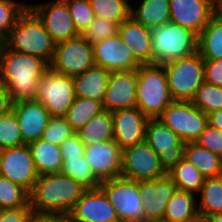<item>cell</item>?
Here are the masks:
<instances>
[{
  "label": "cell",
  "mask_w": 222,
  "mask_h": 222,
  "mask_svg": "<svg viewBox=\"0 0 222 222\" xmlns=\"http://www.w3.org/2000/svg\"><path fill=\"white\" fill-rule=\"evenodd\" d=\"M48 68L49 65L41 58L4 46L0 62V82L7 87L13 103L35 100L40 78Z\"/></svg>",
  "instance_id": "6da1fadb"
},
{
  "label": "cell",
  "mask_w": 222,
  "mask_h": 222,
  "mask_svg": "<svg viewBox=\"0 0 222 222\" xmlns=\"http://www.w3.org/2000/svg\"><path fill=\"white\" fill-rule=\"evenodd\" d=\"M87 189L61 173L39 175L29 193L34 213L66 215Z\"/></svg>",
  "instance_id": "7a4b0ae2"
},
{
  "label": "cell",
  "mask_w": 222,
  "mask_h": 222,
  "mask_svg": "<svg viewBox=\"0 0 222 222\" xmlns=\"http://www.w3.org/2000/svg\"><path fill=\"white\" fill-rule=\"evenodd\" d=\"M55 45L42 21L28 7L19 17L9 35L5 38V46L13 51L33 55L51 64Z\"/></svg>",
  "instance_id": "3957f363"
},
{
  "label": "cell",
  "mask_w": 222,
  "mask_h": 222,
  "mask_svg": "<svg viewBox=\"0 0 222 222\" xmlns=\"http://www.w3.org/2000/svg\"><path fill=\"white\" fill-rule=\"evenodd\" d=\"M137 78L136 108L148 118H157L173 102L166 71L161 64H141Z\"/></svg>",
  "instance_id": "277c9868"
},
{
  "label": "cell",
  "mask_w": 222,
  "mask_h": 222,
  "mask_svg": "<svg viewBox=\"0 0 222 222\" xmlns=\"http://www.w3.org/2000/svg\"><path fill=\"white\" fill-rule=\"evenodd\" d=\"M153 64H166L198 51V35L192 30L169 22L151 29Z\"/></svg>",
  "instance_id": "5b68a950"
},
{
  "label": "cell",
  "mask_w": 222,
  "mask_h": 222,
  "mask_svg": "<svg viewBox=\"0 0 222 222\" xmlns=\"http://www.w3.org/2000/svg\"><path fill=\"white\" fill-rule=\"evenodd\" d=\"M173 101L191 102L204 82V59L199 52L163 64Z\"/></svg>",
  "instance_id": "8992f818"
},
{
  "label": "cell",
  "mask_w": 222,
  "mask_h": 222,
  "mask_svg": "<svg viewBox=\"0 0 222 222\" xmlns=\"http://www.w3.org/2000/svg\"><path fill=\"white\" fill-rule=\"evenodd\" d=\"M99 187L115 208L120 222H145L138 182L120 176L101 181Z\"/></svg>",
  "instance_id": "52a82bcc"
},
{
  "label": "cell",
  "mask_w": 222,
  "mask_h": 222,
  "mask_svg": "<svg viewBox=\"0 0 222 222\" xmlns=\"http://www.w3.org/2000/svg\"><path fill=\"white\" fill-rule=\"evenodd\" d=\"M180 139L195 142L208 125V116L189 101H173L157 117Z\"/></svg>",
  "instance_id": "ba28073f"
},
{
  "label": "cell",
  "mask_w": 222,
  "mask_h": 222,
  "mask_svg": "<svg viewBox=\"0 0 222 222\" xmlns=\"http://www.w3.org/2000/svg\"><path fill=\"white\" fill-rule=\"evenodd\" d=\"M75 98L73 77L48 68L40 78L35 100L43 104L50 116L64 117Z\"/></svg>",
  "instance_id": "9c48e42d"
},
{
  "label": "cell",
  "mask_w": 222,
  "mask_h": 222,
  "mask_svg": "<svg viewBox=\"0 0 222 222\" xmlns=\"http://www.w3.org/2000/svg\"><path fill=\"white\" fill-rule=\"evenodd\" d=\"M93 47L82 35L56 43L49 68L57 73L75 77L93 67Z\"/></svg>",
  "instance_id": "30bf717a"
},
{
  "label": "cell",
  "mask_w": 222,
  "mask_h": 222,
  "mask_svg": "<svg viewBox=\"0 0 222 222\" xmlns=\"http://www.w3.org/2000/svg\"><path fill=\"white\" fill-rule=\"evenodd\" d=\"M166 174L159 155L145 140L122 150L121 177L138 182L156 180Z\"/></svg>",
  "instance_id": "8fae6325"
},
{
  "label": "cell",
  "mask_w": 222,
  "mask_h": 222,
  "mask_svg": "<svg viewBox=\"0 0 222 222\" xmlns=\"http://www.w3.org/2000/svg\"><path fill=\"white\" fill-rule=\"evenodd\" d=\"M145 141L159 155L161 167L166 173L184 158L186 143L157 118H149Z\"/></svg>",
  "instance_id": "7c38bea8"
},
{
  "label": "cell",
  "mask_w": 222,
  "mask_h": 222,
  "mask_svg": "<svg viewBox=\"0 0 222 222\" xmlns=\"http://www.w3.org/2000/svg\"><path fill=\"white\" fill-rule=\"evenodd\" d=\"M0 175L32 191L39 174L28 144L0 150Z\"/></svg>",
  "instance_id": "4fadbf2b"
},
{
  "label": "cell",
  "mask_w": 222,
  "mask_h": 222,
  "mask_svg": "<svg viewBox=\"0 0 222 222\" xmlns=\"http://www.w3.org/2000/svg\"><path fill=\"white\" fill-rule=\"evenodd\" d=\"M38 16L55 43L80 35L74 25L69 9L63 0L29 5Z\"/></svg>",
  "instance_id": "5bb4252c"
},
{
  "label": "cell",
  "mask_w": 222,
  "mask_h": 222,
  "mask_svg": "<svg viewBox=\"0 0 222 222\" xmlns=\"http://www.w3.org/2000/svg\"><path fill=\"white\" fill-rule=\"evenodd\" d=\"M92 47L94 64L111 72L131 71L141 65L119 34L97 42Z\"/></svg>",
  "instance_id": "9a60e30c"
},
{
  "label": "cell",
  "mask_w": 222,
  "mask_h": 222,
  "mask_svg": "<svg viewBox=\"0 0 222 222\" xmlns=\"http://www.w3.org/2000/svg\"><path fill=\"white\" fill-rule=\"evenodd\" d=\"M70 222H120L103 190L87 189L68 214Z\"/></svg>",
  "instance_id": "2e32d148"
},
{
  "label": "cell",
  "mask_w": 222,
  "mask_h": 222,
  "mask_svg": "<svg viewBox=\"0 0 222 222\" xmlns=\"http://www.w3.org/2000/svg\"><path fill=\"white\" fill-rule=\"evenodd\" d=\"M176 189L168 174L156 180L138 181L145 222L162 221L166 205Z\"/></svg>",
  "instance_id": "e0dca14e"
},
{
  "label": "cell",
  "mask_w": 222,
  "mask_h": 222,
  "mask_svg": "<svg viewBox=\"0 0 222 222\" xmlns=\"http://www.w3.org/2000/svg\"><path fill=\"white\" fill-rule=\"evenodd\" d=\"M137 69L112 71L103 98V108L109 112L136 107Z\"/></svg>",
  "instance_id": "ac0fdd59"
},
{
  "label": "cell",
  "mask_w": 222,
  "mask_h": 222,
  "mask_svg": "<svg viewBox=\"0 0 222 222\" xmlns=\"http://www.w3.org/2000/svg\"><path fill=\"white\" fill-rule=\"evenodd\" d=\"M84 157L100 181L121 176L122 149L114 140L85 146Z\"/></svg>",
  "instance_id": "d6986e66"
},
{
  "label": "cell",
  "mask_w": 222,
  "mask_h": 222,
  "mask_svg": "<svg viewBox=\"0 0 222 222\" xmlns=\"http://www.w3.org/2000/svg\"><path fill=\"white\" fill-rule=\"evenodd\" d=\"M113 140L123 150L145 140L149 120L138 108L120 109L111 112Z\"/></svg>",
  "instance_id": "ffe728a7"
},
{
  "label": "cell",
  "mask_w": 222,
  "mask_h": 222,
  "mask_svg": "<svg viewBox=\"0 0 222 222\" xmlns=\"http://www.w3.org/2000/svg\"><path fill=\"white\" fill-rule=\"evenodd\" d=\"M12 111L17 117L25 144L42 138L51 116L41 102L36 100L17 101L13 103Z\"/></svg>",
  "instance_id": "44dd1931"
},
{
  "label": "cell",
  "mask_w": 222,
  "mask_h": 222,
  "mask_svg": "<svg viewBox=\"0 0 222 222\" xmlns=\"http://www.w3.org/2000/svg\"><path fill=\"white\" fill-rule=\"evenodd\" d=\"M169 8L170 22L186 27L197 35L216 14L210 0H169Z\"/></svg>",
  "instance_id": "7402d4cb"
},
{
  "label": "cell",
  "mask_w": 222,
  "mask_h": 222,
  "mask_svg": "<svg viewBox=\"0 0 222 222\" xmlns=\"http://www.w3.org/2000/svg\"><path fill=\"white\" fill-rule=\"evenodd\" d=\"M119 36L141 64H153L151 50L152 31L150 28L129 17L119 25Z\"/></svg>",
  "instance_id": "603a6c76"
},
{
  "label": "cell",
  "mask_w": 222,
  "mask_h": 222,
  "mask_svg": "<svg viewBox=\"0 0 222 222\" xmlns=\"http://www.w3.org/2000/svg\"><path fill=\"white\" fill-rule=\"evenodd\" d=\"M110 76V70L94 65L83 73L73 77L76 97L102 102Z\"/></svg>",
  "instance_id": "cb8c5ba5"
},
{
  "label": "cell",
  "mask_w": 222,
  "mask_h": 222,
  "mask_svg": "<svg viewBox=\"0 0 222 222\" xmlns=\"http://www.w3.org/2000/svg\"><path fill=\"white\" fill-rule=\"evenodd\" d=\"M39 175L60 173L63 159L60 146L39 139L28 144Z\"/></svg>",
  "instance_id": "d4e9b609"
},
{
  "label": "cell",
  "mask_w": 222,
  "mask_h": 222,
  "mask_svg": "<svg viewBox=\"0 0 222 222\" xmlns=\"http://www.w3.org/2000/svg\"><path fill=\"white\" fill-rule=\"evenodd\" d=\"M85 146L112 141L114 136L111 112L104 110L75 132Z\"/></svg>",
  "instance_id": "484cf974"
},
{
  "label": "cell",
  "mask_w": 222,
  "mask_h": 222,
  "mask_svg": "<svg viewBox=\"0 0 222 222\" xmlns=\"http://www.w3.org/2000/svg\"><path fill=\"white\" fill-rule=\"evenodd\" d=\"M184 159L192 163L205 178L222 175V157L196 142L186 143Z\"/></svg>",
  "instance_id": "4316f807"
},
{
  "label": "cell",
  "mask_w": 222,
  "mask_h": 222,
  "mask_svg": "<svg viewBox=\"0 0 222 222\" xmlns=\"http://www.w3.org/2000/svg\"><path fill=\"white\" fill-rule=\"evenodd\" d=\"M130 17L150 29L165 25L171 21L169 0H142L136 10L131 7Z\"/></svg>",
  "instance_id": "83f0119b"
},
{
  "label": "cell",
  "mask_w": 222,
  "mask_h": 222,
  "mask_svg": "<svg viewBox=\"0 0 222 222\" xmlns=\"http://www.w3.org/2000/svg\"><path fill=\"white\" fill-rule=\"evenodd\" d=\"M198 52L203 59L222 58V17L215 14L198 35Z\"/></svg>",
  "instance_id": "f1b7e54d"
},
{
  "label": "cell",
  "mask_w": 222,
  "mask_h": 222,
  "mask_svg": "<svg viewBox=\"0 0 222 222\" xmlns=\"http://www.w3.org/2000/svg\"><path fill=\"white\" fill-rule=\"evenodd\" d=\"M195 195L184 190L176 189L169 199L162 221L163 222H183L198 212Z\"/></svg>",
  "instance_id": "f546056e"
},
{
  "label": "cell",
  "mask_w": 222,
  "mask_h": 222,
  "mask_svg": "<svg viewBox=\"0 0 222 222\" xmlns=\"http://www.w3.org/2000/svg\"><path fill=\"white\" fill-rule=\"evenodd\" d=\"M167 174L173 179L177 189L193 194L199 193L205 180L199 170L184 158Z\"/></svg>",
  "instance_id": "4dcf8cb0"
},
{
  "label": "cell",
  "mask_w": 222,
  "mask_h": 222,
  "mask_svg": "<svg viewBox=\"0 0 222 222\" xmlns=\"http://www.w3.org/2000/svg\"><path fill=\"white\" fill-rule=\"evenodd\" d=\"M63 164L60 173L73 178L86 189H95L101 181L94 175L91 166L84 156L62 157Z\"/></svg>",
  "instance_id": "1f68e13d"
},
{
  "label": "cell",
  "mask_w": 222,
  "mask_h": 222,
  "mask_svg": "<svg viewBox=\"0 0 222 222\" xmlns=\"http://www.w3.org/2000/svg\"><path fill=\"white\" fill-rule=\"evenodd\" d=\"M199 193L198 212L206 217L222 213V175L205 178Z\"/></svg>",
  "instance_id": "d6a6232c"
},
{
  "label": "cell",
  "mask_w": 222,
  "mask_h": 222,
  "mask_svg": "<svg viewBox=\"0 0 222 222\" xmlns=\"http://www.w3.org/2000/svg\"><path fill=\"white\" fill-rule=\"evenodd\" d=\"M104 111L103 103L97 100L76 97L64 116L72 129L76 132L92 117Z\"/></svg>",
  "instance_id": "836d02e7"
},
{
  "label": "cell",
  "mask_w": 222,
  "mask_h": 222,
  "mask_svg": "<svg viewBox=\"0 0 222 222\" xmlns=\"http://www.w3.org/2000/svg\"><path fill=\"white\" fill-rule=\"evenodd\" d=\"M95 17L121 24L130 17L131 5L127 0H89Z\"/></svg>",
  "instance_id": "e575fe53"
},
{
  "label": "cell",
  "mask_w": 222,
  "mask_h": 222,
  "mask_svg": "<svg viewBox=\"0 0 222 222\" xmlns=\"http://www.w3.org/2000/svg\"><path fill=\"white\" fill-rule=\"evenodd\" d=\"M18 207H30L29 192L0 175V210Z\"/></svg>",
  "instance_id": "d590c367"
},
{
  "label": "cell",
  "mask_w": 222,
  "mask_h": 222,
  "mask_svg": "<svg viewBox=\"0 0 222 222\" xmlns=\"http://www.w3.org/2000/svg\"><path fill=\"white\" fill-rule=\"evenodd\" d=\"M191 102L207 115L218 111L222 109V87L204 81Z\"/></svg>",
  "instance_id": "8d00e7d4"
},
{
  "label": "cell",
  "mask_w": 222,
  "mask_h": 222,
  "mask_svg": "<svg viewBox=\"0 0 222 222\" xmlns=\"http://www.w3.org/2000/svg\"><path fill=\"white\" fill-rule=\"evenodd\" d=\"M24 144L17 117L11 110L0 117V150Z\"/></svg>",
  "instance_id": "74e56055"
},
{
  "label": "cell",
  "mask_w": 222,
  "mask_h": 222,
  "mask_svg": "<svg viewBox=\"0 0 222 222\" xmlns=\"http://www.w3.org/2000/svg\"><path fill=\"white\" fill-rule=\"evenodd\" d=\"M29 4L14 0H0V37L6 38Z\"/></svg>",
  "instance_id": "f35d334b"
},
{
  "label": "cell",
  "mask_w": 222,
  "mask_h": 222,
  "mask_svg": "<svg viewBox=\"0 0 222 222\" xmlns=\"http://www.w3.org/2000/svg\"><path fill=\"white\" fill-rule=\"evenodd\" d=\"M70 12L77 32L82 35L94 19L89 0H63Z\"/></svg>",
  "instance_id": "ab89813d"
},
{
  "label": "cell",
  "mask_w": 222,
  "mask_h": 222,
  "mask_svg": "<svg viewBox=\"0 0 222 222\" xmlns=\"http://www.w3.org/2000/svg\"><path fill=\"white\" fill-rule=\"evenodd\" d=\"M119 25V23H115L102 17H94L82 36L89 44L93 45L104 39L117 35L119 32Z\"/></svg>",
  "instance_id": "60d3db41"
},
{
  "label": "cell",
  "mask_w": 222,
  "mask_h": 222,
  "mask_svg": "<svg viewBox=\"0 0 222 222\" xmlns=\"http://www.w3.org/2000/svg\"><path fill=\"white\" fill-rule=\"evenodd\" d=\"M75 131L65 117L51 116L46 129L43 131L42 140L60 146L61 143Z\"/></svg>",
  "instance_id": "b9f144b4"
},
{
  "label": "cell",
  "mask_w": 222,
  "mask_h": 222,
  "mask_svg": "<svg viewBox=\"0 0 222 222\" xmlns=\"http://www.w3.org/2000/svg\"><path fill=\"white\" fill-rule=\"evenodd\" d=\"M202 147L222 157V131L209 124L195 141Z\"/></svg>",
  "instance_id": "7bdbcfd3"
},
{
  "label": "cell",
  "mask_w": 222,
  "mask_h": 222,
  "mask_svg": "<svg viewBox=\"0 0 222 222\" xmlns=\"http://www.w3.org/2000/svg\"><path fill=\"white\" fill-rule=\"evenodd\" d=\"M204 81L222 87V58L204 59Z\"/></svg>",
  "instance_id": "ee69618b"
},
{
  "label": "cell",
  "mask_w": 222,
  "mask_h": 222,
  "mask_svg": "<svg viewBox=\"0 0 222 222\" xmlns=\"http://www.w3.org/2000/svg\"><path fill=\"white\" fill-rule=\"evenodd\" d=\"M62 157H81L85 154V145L74 133L66 138L60 145Z\"/></svg>",
  "instance_id": "f6af8a7d"
},
{
  "label": "cell",
  "mask_w": 222,
  "mask_h": 222,
  "mask_svg": "<svg viewBox=\"0 0 222 222\" xmlns=\"http://www.w3.org/2000/svg\"><path fill=\"white\" fill-rule=\"evenodd\" d=\"M32 213L31 207L1 209L0 222H28Z\"/></svg>",
  "instance_id": "bcb514c9"
},
{
  "label": "cell",
  "mask_w": 222,
  "mask_h": 222,
  "mask_svg": "<svg viewBox=\"0 0 222 222\" xmlns=\"http://www.w3.org/2000/svg\"><path fill=\"white\" fill-rule=\"evenodd\" d=\"M28 222H70L69 217L61 214L32 213Z\"/></svg>",
  "instance_id": "7dc6e473"
},
{
  "label": "cell",
  "mask_w": 222,
  "mask_h": 222,
  "mask_svg": "<svg viewBox=\"0 0 222 222\" xmlns=\"http://www.w3.org/2000/svg\"><path fill=\"white\" fill-rule=\"evenodd\" d=\"M13 102L7 87L0 82V117L8 114L12 110Z\"/></svg>",
  "instance_id": "c3c4849f"
},
{
  "label": "cell",
  "mask_w": 222,
  "mask_h": 222,
  "mask_svg": "<svg viewBox=\"0 0 222 222\" xmlns=\"http://www.w3.org/2000/svg\"><path fill=\"white\" fill-rule=\"evenodd\" d=\"M207 116L208 124L222 131V109L209 113Z\"/></svg>",
  "instance_id": "681fc988"
},
{
  "label": "cell",
  "mask_w": 222,
  "mask_h": 222,
  "mask_svg": "<svg viewBox=\"0 0 222 222\" xmlns=\"http://www.w3.org/2000/svg\"><path fill=\"white\" fill-rule=\"evenodd\" d=\"M183 222H208V221L207 217L203 213L197 212L195 215L189 217Z\"/></svg>",
  "instance_id": "f907efd6"
},
{
  "label": "cell",
  "mask_w": 222,
  "mask_h": 222,
  "mask_svg": "<svg viewBox=\"0 0 222 222\" xmlns=\"http://www.w3.org/2000/svg\"><path fill=\"white\" fill-rule=\"evenodd\" d=\"M210 4L215 13L222 9V0H210Z\"/></svg>",
  "instance_id": "816d5d0a"
},
{
  "label": "cell",
  "mask_w": 222,
  "mask_h": 222,
  "mask_svg": "<svg viewBox=\"0 0 222 222\" xmlns=\"http://www.w3.org/2000/svg\"><path fill=\"white\" fill-rule=\"evenodd\" d=\"M207 221L208 222H222V213H218L210 217H207Z\"/></svg>",
  "instance_id": "f5cc1de1"
},
{
  "label": "cell",
  "mask_w": 222,
  "mask_h": 222,
  "mask_svg": "<svg viewBox=\"0 0 222 222\" xmlns=\"http://www.w3.org/2000/svg\"><path fill=\"white\" fill-rule=\"evenodd\" d=\"M5 46V39L0 37V62H1V54Z\"/></svg>",
  "instance_id": "db71d44e"
},
{
  "label": "cell",
  "mask_w": 222,
  "mask_h": 222,
  "mask_svg": "<svg viewBox=\"0 0 222 222\" xmlns=\"http://www.w3.org/2000/svg\"><path fill=\"white\" fill-rule=\"evenodd\" d=\"M222 17V9L217 13Z\"/></svg>",
  "instance_id": "11a10c76"
}]
</instances>
